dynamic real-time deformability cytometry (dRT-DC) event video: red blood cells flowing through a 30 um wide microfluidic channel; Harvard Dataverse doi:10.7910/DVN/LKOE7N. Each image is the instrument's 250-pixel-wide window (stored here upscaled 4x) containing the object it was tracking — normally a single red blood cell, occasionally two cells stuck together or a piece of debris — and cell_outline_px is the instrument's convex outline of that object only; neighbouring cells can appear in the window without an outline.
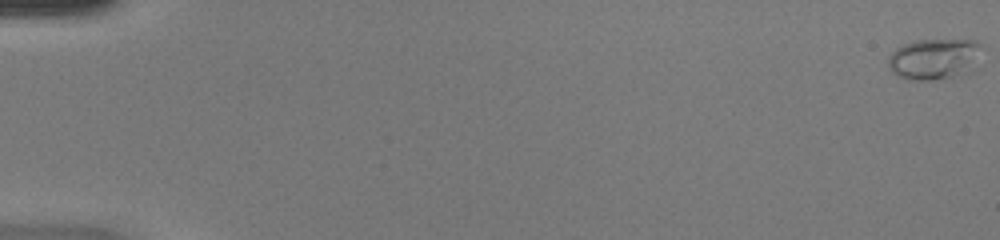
{"species": "common noctule bat (a hibernating species)", "species_latin": "Nyctalus noctula", "temperature_condition": "warm", "stored_images_in_passage": 49, "camera_frame_rate_fps": 3000, "um_per_image_px": 0.085, "animal": {"sex": "female", "body_mass_g": 20.0, "forearm_length_mm": 54.0}, "frame": {"image": 1, "passage_image": 1, "time_ms": 0.0, "image_size_px": [1000, 240], "cell_outline_px": [[984, 48], [972, 72], [932, 80], [908, 80], [896, 76], [888, 68], [888, 56], [896, 48], [904, 44], [916, 40], [976, 40], [984, 44]], "centroid_in_image_um": [79.44, 5.01], "position_along_channel_um": 5.6, "area_um2": 22.89}}
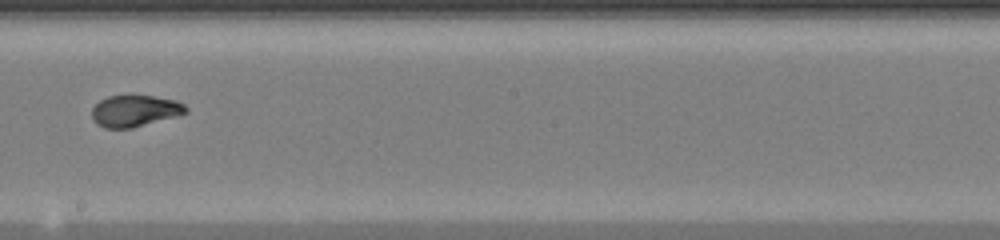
{"frame": {"image": 2, "passage_image": 30, "time_ms": 9.667, "image_size_px": [1000, 240], "cell_outline_px": [[188, 112], [176, 116], [132, 128], [104, 128], [96, 124], [92, 120], [92, 108], [100, 100], [108, 96], [152, 96], [176, 100], [184, 104], [188, 108]], "centroid_in_image_um": [11.45, 9.43], "position_along_channel_um": 236.8, "area_um2": 17.22}}
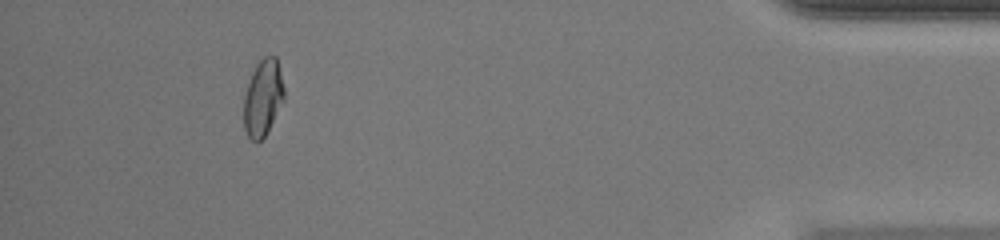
{"frame": {"image": 3, "passage_image": 46, "time_ms": 15.0, "image_size_px": [1000, 240], "cell_outline_px": [[284, 100], [268, 132], [256, 144], [248, 136], [244, 128], [244, 96], [252, 72], [256, 64], [264, 56], [276, 56], [284, 88]], "centroid_in_image_um": [22.35, 8.33], "position_along_channel_um": 412.8, "area_um2": 17.98}}